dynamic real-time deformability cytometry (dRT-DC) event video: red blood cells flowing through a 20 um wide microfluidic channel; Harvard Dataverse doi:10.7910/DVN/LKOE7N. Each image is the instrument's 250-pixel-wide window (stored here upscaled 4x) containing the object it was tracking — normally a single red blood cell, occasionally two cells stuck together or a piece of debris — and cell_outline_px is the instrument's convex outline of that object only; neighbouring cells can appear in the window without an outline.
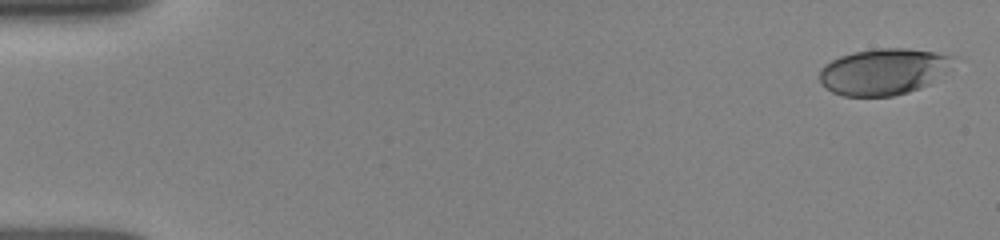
{"species": "human", "species_latin": "Homo sapiens", "temperature_condition": "room temperature", "stored_images_in_passage": 50, "camera_frame_rate_fps": 3000, "um_per_image_px": 0.085, "donor": {"sex": "female"}, "frame": {"image": 1, "passage_image": 1, "time_ms": 0.0, "image_size_px": [1000, 240], "cell_outline_px": [[952, 56], [944, 72], [928, 84], [920, 88], [908, 92], [892, 96], [844, 96], [832, 92], [820, 80], [820, 68], [824, 64], [840, 56], [856, 52], [880, 48], [908, 48], [936, 52]], "centroid_in_image_um": [75.04, 6.09], "position_along_channel_um": 10.0, "area_um2": 35.43}}
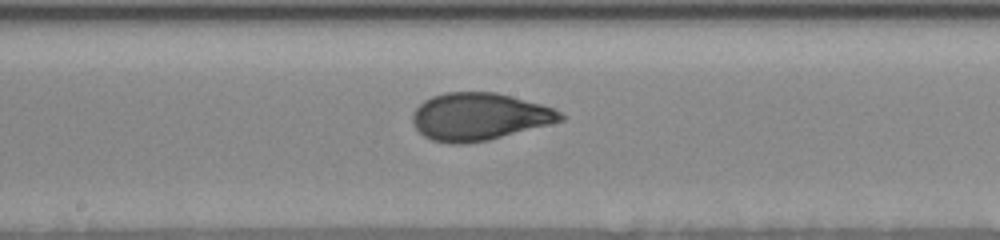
{"frame": {"image": 2, "passage_image": 27, "time_ms": 8.667, "image_size_px": [1000, 240], "cell_outline_px": [[564, 120], [488, 140], [464, 144], [452, 144], [432, 140], [424, 136], [416, 128], [412, 120], [412, 116], [416, 108], [424, 100], [432, 96], [444, 92], [496, 92], [540, 104], [552, 108], [560, 112], [564, 116]], "centroid_in_image_um": [40.7, 9.91], "position_along_channel_um": 207.5, "area_um2": 40.58}}
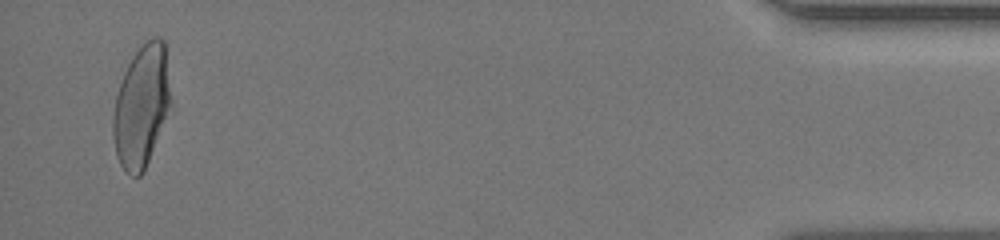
{"frame": {"image": 3, "passage_image": 49, "time_ms": 16.0, "image_size_px": [1000, 240], "cell_outline_px": [[172, 100], [144, 172], [140, 176], [132, 176], [124, 172], [120, 164], [116, 152], [112, 136], [112, 116], [116, 96], [124, 72], [132, 56], [152, 36], [160, 36], [164, 40]], "centroid_in_image_um": [12.02, 9.03], "position_along_channel_um": 423.2, "area_um2": 40.86}, "authors_computed_cell_mechanics": {"area_um2": 39.7086, "velocity_mm_per_s": 3.9515, "shape_relaxation_time_tau1_ms": 4.2532, "shape_relaxation_time_tau2_ms": 0.8263, "deformation_change_tau1": 0.1872, "deformation_change_tau2": 0.0556}}